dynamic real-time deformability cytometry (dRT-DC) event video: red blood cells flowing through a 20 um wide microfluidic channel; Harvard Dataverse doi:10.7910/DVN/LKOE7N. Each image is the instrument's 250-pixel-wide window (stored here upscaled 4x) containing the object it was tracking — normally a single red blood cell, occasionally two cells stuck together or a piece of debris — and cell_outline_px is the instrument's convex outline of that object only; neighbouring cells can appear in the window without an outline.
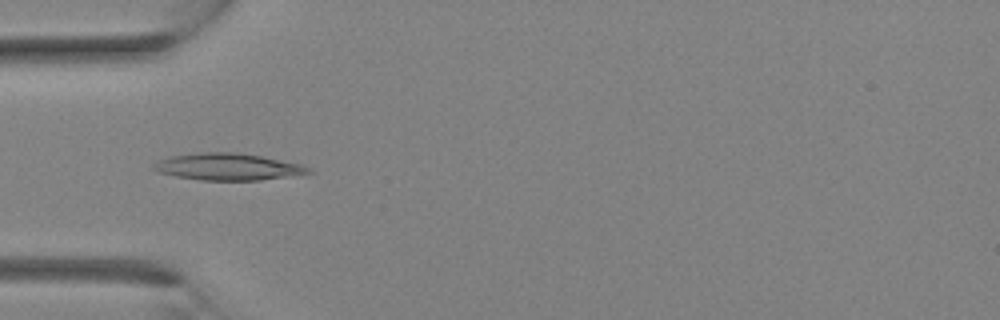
{"species": "Egyptian fruit bat (a non-hibernating species)", "species_latin": "Rousettus aegyptiacus", "temperature_condition": "room temperature", "stored_images_in_passage": 1, "camera_frame_rate_fps": 3000, "um_per_image_px": 0.085, "animal": {"sex": "female"}, "frame": {"image": 1, "passage_image": 1, "time_ms": 0.0, "image_size_px": [1000, 320], "cell_outline_px": [[312, 172], [260, 180], [200, 180], [176, 176], [156, 172], [152, 168], [152, 164], [156, 160], [172, 156], [200, 152], [236, 152], [260, 156], [300, 164], [308, 168]], "centroid_in_image_um": [19.26, 14.17], "position_along_channel_um": 65.7, "area_um2": 23.99}}